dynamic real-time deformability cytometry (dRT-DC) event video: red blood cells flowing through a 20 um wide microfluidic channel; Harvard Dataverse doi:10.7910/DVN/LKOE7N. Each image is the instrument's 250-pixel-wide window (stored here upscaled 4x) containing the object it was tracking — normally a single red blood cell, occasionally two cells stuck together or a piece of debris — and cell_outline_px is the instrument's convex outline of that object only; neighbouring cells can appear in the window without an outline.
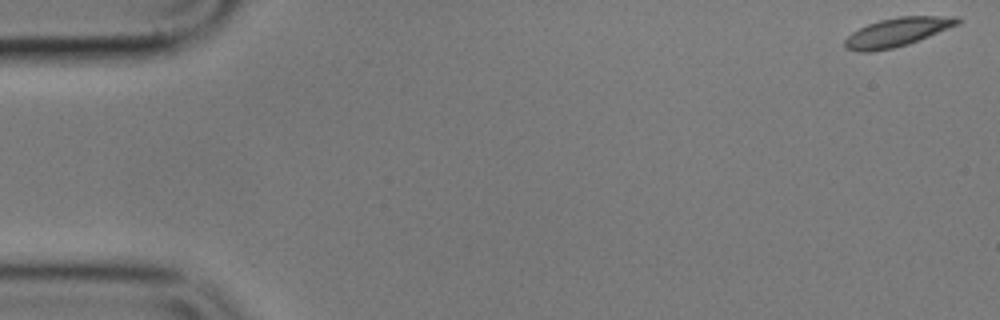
{"species": "common noctule bat (a hibernating species)", "species_latin": "Nyctalus noctula", "temperature_condition": "cold", "stored_images_in_passage": 5, "camera_frame_rate_fps": 3000, "um_per_image_px": 0.085, "animal": {"sex": "male", "body_mass_g": 17.9}, "frame": {"image": 1, "passage_image": 1, "time_ms": 0.0, "image_size_px": [1000, 320], "cell_outline_px": [[960, 24], [920, 40], [908, 44], [892, 48], [872, 52], [860, 52], [844, 48], [844, 40], [852, 32], [868, 24], [880, 20], [900, 16], [960, 16]], "centroid_in_image_um": [76.28, 2.73], "position_along_channel_um": 8.7, "area_um2": 18.96}}
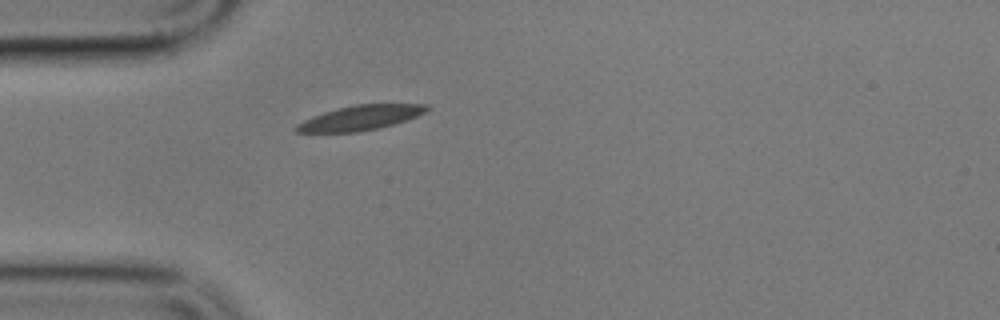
{"frame": {"image": 2, "passage_image": 5, "time_ms": 5.333, "image_size_px": [1000, 320], "cell_outline_px": [[432, 108], [408, 120], [360, 132], [296, 132], [292, 128], [296, 124], [312, 116], [324, 112], [356, 104], [428, 104]], "centroid_in_image_um": [30.62, 10.01], "position_along_channel_um": 54.4, "area_um2": 18.73}}